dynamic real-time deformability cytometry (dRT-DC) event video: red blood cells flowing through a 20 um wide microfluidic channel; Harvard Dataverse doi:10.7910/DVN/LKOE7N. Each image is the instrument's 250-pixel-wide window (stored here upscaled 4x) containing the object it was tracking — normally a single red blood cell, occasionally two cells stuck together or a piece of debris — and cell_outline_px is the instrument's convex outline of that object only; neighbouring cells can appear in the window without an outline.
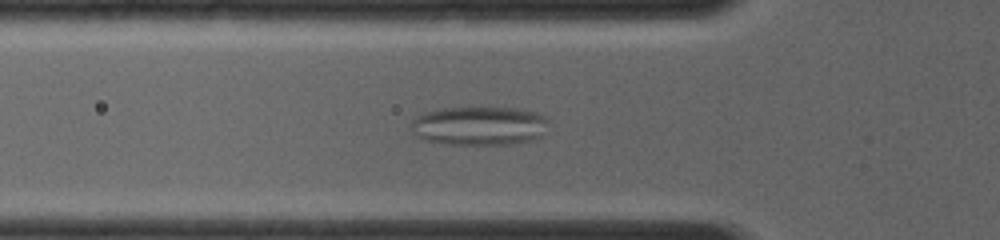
{"species": "common noctule bat (a hibernating species)", "species_latin": "Nyctalus noctula", "temperature_condition": "room temperature", "stored_images_in_passage": 36, "camera_frame_rate_fps": 4000, "um_per_image_px": 0.085, "animal": {"sex": "female", "body_mass_g": 19.0, "forearm_length_mm": 56.7}, "frame": {"image": 1, "passage_image": 11, "time_ms": 4.25, "image_size_px": [1000, 240], "cell_outline_px": [[552, 120], [540, 136], [532, 140], [512, 144], [448, 144], [424, 140], [412, 132], [408, 124], [416, 116], [424, 112], [444, 108], [516, 108], [536, 112]], "centroid_in_image_um": [40.73, 10.69], "position_along_channel_um": 85.1, "area_um2": 31.39}}
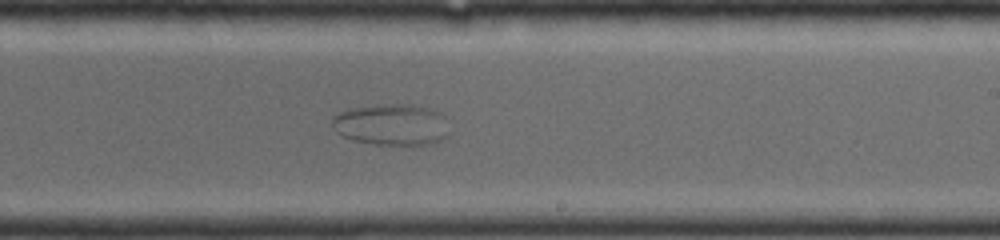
{"frame": {"image": 2, "passage_image": 22, "time_ms": 8.25, "image_size_px": [1000, 240], "cell_outline_px": [[452, 132], [448, 136], [440, 140], [428, 144], [412, 148], [408, 148], [376, 144], [352, 140], [340, 136], [336, 132], [332, 124], [332, 116], [336, 112], [348, 108], [376, 104], [408, 104], [432, 108], [440, 112], [444, 116]], "centroid_in_image_um": [33.31, 10.62], "position_along_channel_um": 255.7, "area_um2": 29.71}}
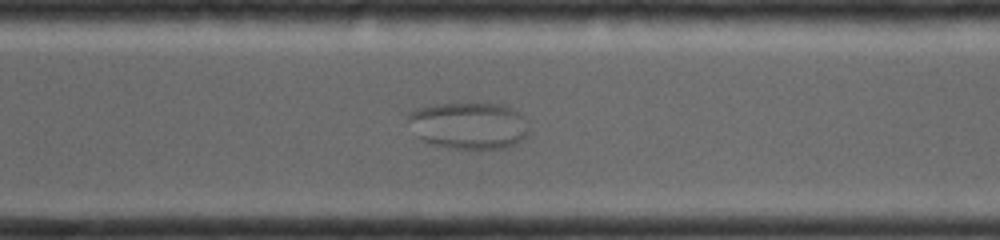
{"frame": {"image": 3, "passage_image": 27, "time_ms": 10.0, "image_size_px": [1000, 240], "cell_outline_px": [[528, 136], [524, 140], [504, 148], [448, 148], [432, 144], [420, 140], [416, 136], [408, 120], [408, 116], [412, 112], [420, 108], [432, 104], [500, 104], [512, 108], [520, 112], [528, 120]], "centroid_in_image_um": [39.89, 10.68], "position_along_channel_um": 330.7, "area_um2": 33.06}}